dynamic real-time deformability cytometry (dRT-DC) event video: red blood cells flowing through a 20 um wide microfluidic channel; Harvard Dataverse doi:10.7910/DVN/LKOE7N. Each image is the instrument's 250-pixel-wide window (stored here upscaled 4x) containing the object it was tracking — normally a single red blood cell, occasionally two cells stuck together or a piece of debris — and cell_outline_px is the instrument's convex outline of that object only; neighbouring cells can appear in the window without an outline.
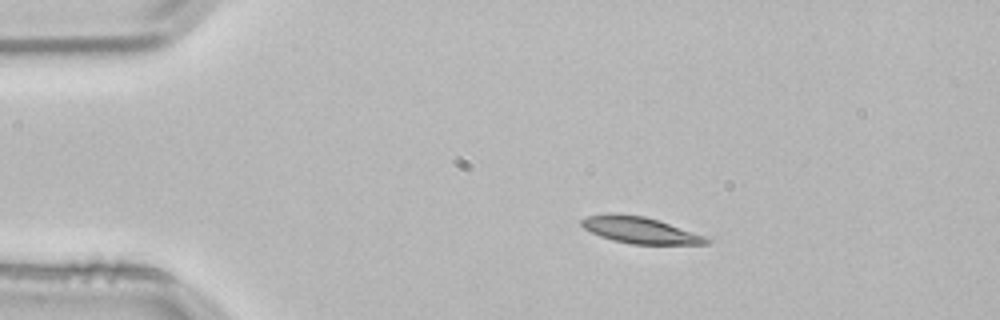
{"species": "common noctule bat (a hibernating species)", "species_latin": "Nyctalus noctula", "temperature_condition": "room temperature", "stored_images_in_passage": 3, "camera_frame_rate_fps": 3000, "um_per_image_px": 0.085, "animal": {"sex": "male", "body_mass_g": 21.5, "forearm_length_mm": 52.0}, "frame": {"image": 1, "passage_image": 1, "time_ms": 0.0, "image_size_px": [1000, 320], "cell_outline_px": [[712, 240], [708, 244], [632, 244], [612, 240], [600, 236], [584, 228], [580, 224], [580, 220], [588, 216], [608, 212], [620, 212], [644, 216], [660, 220], [708, 236]], "centroid_in_image_um": [54.43, 19.54], "position_along_channel_um": 30.6, "area_um2": 19.77}}
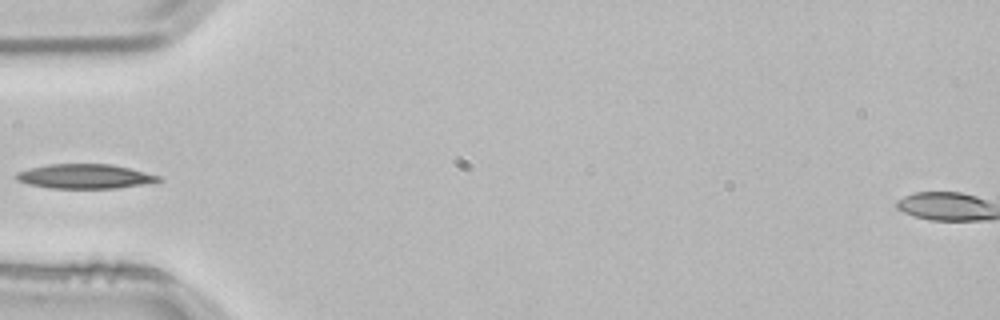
{"frame": {"image": 2, "passage_image": 3, "time_ms": 0.667, "image_size_px": [1000, 320], "cell_outline_px": [[164, 180], [156, 184], [116, 188], [48, 188], [28, 184], [16, 180], [12, 176], [16, 172], [48, 164], [112, 164], [164, 176]], "centroid_in_image_um": [7.32, 15.0], "position_along_channel_um": 77.7, "area_um2": 20.87}}